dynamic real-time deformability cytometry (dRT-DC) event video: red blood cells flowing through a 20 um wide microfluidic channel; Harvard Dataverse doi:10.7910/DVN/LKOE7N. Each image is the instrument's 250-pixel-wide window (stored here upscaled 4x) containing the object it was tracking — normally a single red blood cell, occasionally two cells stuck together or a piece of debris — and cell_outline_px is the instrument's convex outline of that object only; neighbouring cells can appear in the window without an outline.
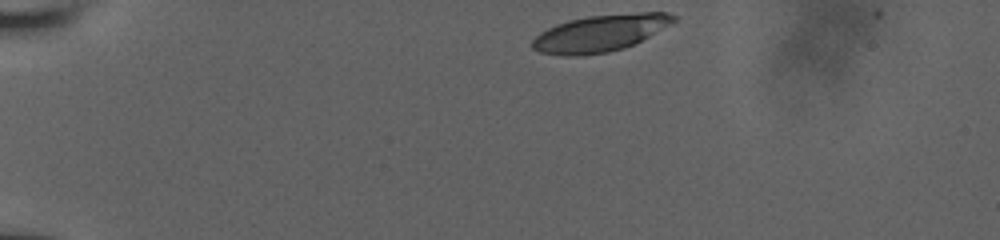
{"species": "human", "species_latin": "Homo sapiens", "temperature_condition": "room temperature", "stored_images_in_passage": 14, "camera_frame_rate_fps": 3000, "um_per_image_px": 0.085, "donor": {"sex": "male"}, "frame": {"image": 1, "passage_image": 1, "time_ms": 0.0, "image_size_px": [1000, 240], "cell_outline_px": [[676, 20], [648, 36], [624, 48], [608, 52], [580, 56], [564, 56], [540, 52], [532, 48], [532, 40], [540, 32], [556, 24], [568, 20], [588, 16], [640, 12], [668, 12], [676, 16]], "centroid_in_image_um": [50.97, 2.82], "position_along_channel_um": 34.0, "area_um2": 30.06}}
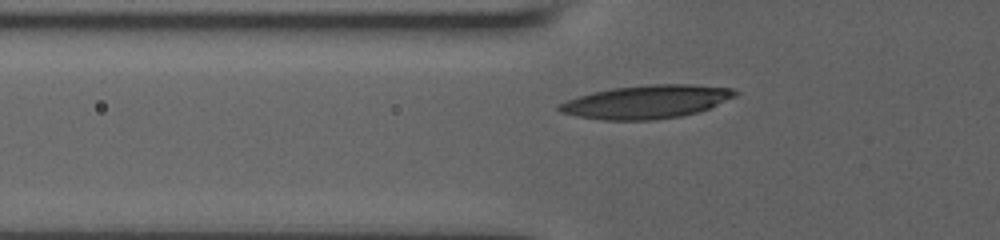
{"frame": {"image": 2, "passage_image": 11, "time_ms": 3.0, "image_size_px": [1000, 240], "cell_outline_px": [[740, 92], [736, 96], [708, 108], [696, 112], [680, 116], [656, 120], [604, 120], [576, 116], [560, 112], [556, 108], [556, 104], [592, 92], [612, 88], [648, 84], [692, 84], [732, 88]], "centroid_in_image_um": [54.93, 8.65], "position_along_channel_um": 70.9, "area_um2": 34.22}}
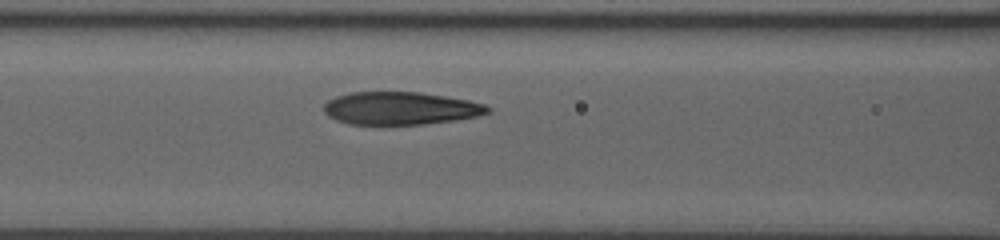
{"frame": {"image": 3, "passage_image": 14, "time_ms": 4.667, "image_size_px": [1000, 240], "cell_outline_px": [[492, 112], [476, 116], [452, 120], [424, 124], [348, 124], [336, 120], [328, 116], [324, 112], [324, 104], [328, 100], [336, 96], [352, 92], [420, 92], [468, 100], [484, 104], [492, 108]], "centroid_in_image_um": [34.03, 9.2], "position_along_channel_um": 132.6, "area_um2": 31.21}}